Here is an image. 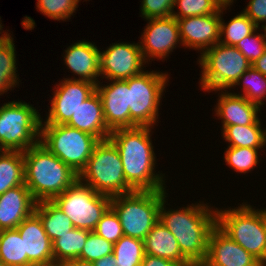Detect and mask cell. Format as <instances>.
<instances>
[{
	"mask_svg": "<svg viewBox=\"0 0 266 266\" xmlns=\"http://www.w3.org/2000/svg\"><path fill=\"white\" fill-rule=\"evenodd\" d=\"M152 127L118 128L108 139L121 157L124 176L134 191L167 190L165 173L156 172V154L152 144Z\"/></svg>",
	"mask_w": 266,
	"mask_h": 266,
	"instance_id": "obj_1",
	"label": "cell"
},
{
	"mask_svg": "<svg viewBox=\"0 0 266 266\" xmlns=\"http://www.w3.org/2000/svg\"><path fill=\"white\" fill-rule=\"evenodd\" d=\"M167 197L169 195L162 199L159 221L174 235L182 255L188 261H205L208 237L216 226V207L199 201L186 207L167 209Z\"/></svg>",
	"mask_w": 266,
	"mask_h": 266,
	"instance_id": "obj_2",
	"label": "cell"
},
{
	"mask_svg": "<svg viewBox=\"0 0 266 266\" xmlns=\"http://www.w3.org/2000/svg\"><path fill=\"white\" fill-rule=\"evenodd\" d=\"M23 156L25 185L37 203L52 201L78 180V174L40 142Z\"/></svg>",
	"mask_w": 266,
	"mask_h": 266,
	"instance_id": "obj_3",
	"label": "cell"
},
{
	"mask_svg": "<svg viewBox=\"0 0 266 266\" xmlns=\"http://www.w3.org/2000/svg\"><path fill=\"white\" fill-rule=\"evenodd\" d=\"M238 205L216 207V225L266 266V207L255 209L247 201Z\"/></svg>",
	"mask_w": 266,
	"mask_h": 266,
	"instance_id": "obj_4",
	"label": "cell"
},
{
	"mask_svg": "<svg viewBox=\"0 0 266 266\" xmlns=\"http://www.w3.org/2000/svg\"><path fill=\"white\" fill-rule=\"evenodd\" d=\"M78 180L109 197L134 192L126 182L118 149L109 139L95 146Z\"/></svg>",
	"mask_w": 266,
	"mask_h": 266,
	"instance_id": "obj_5",
	"label": "cell"
},
{
	"mask_svg": "<svg viewBox=\"0 0 266 266\" xmlns=\"http://www.w3.org/2000/svg\"><path fill=\"white\" fill-rule=\"evenodd\" d=\"M199 87L204 92L231 90L252 64L235 47L216 43L198 56Z\"/></svg>",
	"mask_w": 266,
	"mask_h": 266,
	"instance_id": "obj_6",
	"label": "cell"
},
{
	"mask_svg": "<svg viewBox=\"0 0 266 266\" xmlns=\"http://www.w3.org/2000/svg\"><path fill=\"white\" fill-rule=\"evenodd\" d=\"M23 100L0 105V151H26L40 142L41 113Z\"/></svg>",
	"mask_w": 266,
	"mask_h": 266,
	"instance_id": "obj_7",
	"label": "cell"
},
{
	"mask_svg": "<svg viewBox=\"0 0 266 266\" xmlns=\"http://www.w3.org/2000/svg\"><path fill=\"white\" fill-rule=\"evenodd\" d=\"M166 190L134 191L111 197V208L118 215L123 234L144 240L159 221V208Z\"/></svg>",
	"mask_w": 266,
	"mask_h": 266,
	"instance_id": "obj_8",
	"label": "cell"
},
{
	"mask_svg": "<svg viewBox=\"0 0 266 266\" xmlns=\"http://www.w3.org/2000/svg\"><path fill=\"white\" fill-rule=\"evenodd\" d=\"M169 76L167 72L144 70L125 80L129 87L130 128H154Z\"/></svg>",
	"mask_w": 266,
	"mask_h": 266,
	"instance_id": "obj_9",
	"label": "cell"
},
{
	"mask_svg": "<svg viewBox=\"0 0 266 266\" xmlns=\"http://www.w3.org/2000/svg\"><path fill=\"white\" fill-rule=\"evenodd\" d=\"M99 142L97 137L66 124L40 126V143L78 175Z\"/></svg>",
	"mask_w": 266,
	"mask_h": 266,
	"instance_id": "obj_10",
	"label": "cell"
},
{
	"mask_svg": "<svg viewBox=\"0 0 266 266\" xmlns=\"http://www.w3.org/2000/svg\"><path fill=\"white\" fill-rule=\"evenodd\" d=\"M52 202L67 215L75 228L94 231L111 207V197L99 194L77 180Z\"/></svg>",
	"mask_w": 266,
	"mask_h": 266,
	"instance_id": "obj_11",
	"label": "cell"
},
{
	"mask_svg": "<svg viewBox=\"0 0 266 266\" xmlns=\"http://www.w3.org/2000/svg\"><path fill=\"white\" fill-rule=\"evenodd\" d=\"M147 63L143 59L140 43L115 42L100 50L101 78L126 80L144 71Z\"/></svg>",
	"mask_w": 266,
	"mask_h": 266,
	"instance_id": "obj_12",
	"label": "cell"
},
{
	"mask_svg": "<svg viewBox=\"0 0 266 266\" xmlns=\"http://www.w3.org/2000/svg\"><path fill=\"white\" fill-rule=\"evenodd\" d=\"M54 87L48 115L46 113L45 120L42 118L41 124H66L81 103L96 91L94 83L67 78H63Z\"/></svg>",
	"mask_w": 266,
	"mask_h": 266,
	"instance_id": "obj_13",
	"label": "cell"
},
{
	"mask_svg": "<svg viewBox=\"0 0 266 266\" xmlns=\"http://www.w3.org/2000/svg\"><path fill=\"white\" fill-rule=\"evenodd\" d=\"M145 26L139 40L141 53L145 62L156 59L165 61L169 54L182 46L177 20L173 17L146 19ZM179 44V46H178ZM154 59V60H153ZM151 60V61H150Z\"/></svg>",
	"mask_w": 266,
	"mask_h": 266,
	"instance_id": "obj_14",
	"label": "cell"
},
{
	"mask_svg": "<svg viewBox=\"0 0 266 266\" xmlns=\"http://www.w3.org/2000/svg\"><path fill=\"white\" fill-rule=\"evenodd\" d=\"M221 9L215 14L176 19L182 47L200 55L220 40Z\"/></svg>",
	"mask_w": 266,
	"mask_h": 266,
	"instance_id": "obj_15",
	"label": "cell"
},
{
	"mask_svg": "<svg viewBox=\"0 0 266 266\" xmlns=\"http://www.w3.org/2000/svg\"><path fill=\"white\" fill-rule=\"evenodd\" d=\"M96 85L107 127L130 128L129 87L125 80H107ZM109 83V84H108Z\"/></svg>",
	"mask_w": 266,
	"mask_h": 266,
	"instance_id": "obj_16",
	"label": "cell"
},
{
	"mask_svg": "<svg viewBox=\"0 0 266 266\" xmlns=\"http://www.w3.org/2000/svg\"><path fill=\"white\" fill-rule=\"evenodd\" d=\"M205 261L211 266H264L217 225L209 234Z\"/></svg>",
	"mask_w": 266,
	"mask_h": 266,
	"instance_id": "obj_17",
	"label": "cell"
},
{
	"mask_svg": "<svg viewBox=\"0 0 266 266\" xmlns=\"http://www.w3.org/2000/svg\"><path fill=\"white\" fill-rule=\"evenodd\" d=\"M218 93L217 103L214 107V116L221 120V131L231 125L262 124L259 113L262 116L259 105L249 102L242 95L232 93L230 90L214 91Z\"/></svg>",
	"mask_w": 266,
	"mask_h": 266,
	"instance_id": "obj_18",
	"label": "cell"
},
{
	"mask_svg": "<svg viewBox=\"0 0 266 266\" xmlns=\"http://www.w3.org/2000/svg\"><path fill=\"white\" fill-rule=\"evenodd\" d=\"M100 49L93 41L87 40H79L69 45L62 57L64 65L68 70L70 69L74 77L67 79L88 81L97 85L102 80L100 79ZM75 75L78 77L76 78Z\"/></svg>",
	"mask_w": 266,
	"mask_h": 266,
	"instance_id": "obj_19",
	"label": "cell"
},
{
	"mask_svg": "<svg viewBox=\"0 0 266 266\" xmlns=\"http://www.w3.org/2000/svg\"><path fill=\"white\" fill-rule=\"evenodd\" d=\"M16 229L21 239H24V255H27L28 266L53 263L52 241L35 213L24 219Z\"/></svg>",
	"mask_w": 266,
	"mask_h": 266,
	"instance_id": "obj_20",
	"label": "cell"
},
{
	"mask_svg": "<svg viewBox=\"0 0 266 266\" xmlns=\"http://www.w3.org/2000/svg\"><path fill=\"white\" fill-rule=\"evenodd\" d=\"M37 202L25 184L0 195V231L16 229L35 211Z\"/></svg>",
	"mask_w": 266,
	"mask_h": 266,
	"instance_id": "obj_21",
	"label": "cell"
},
{
	"mask_svg": "<svg viewBox=\"0 0 266 266\" xmlns=\"http://www.w3.org/2000/svg\"><path fill=\"white\" fill-rule=\"evenodd\" d=\"M66 125L87 132L100 141L108 139L111 130L106 125L102 102L97 91L81 103Z\"/></svg>",
	"mask_w": 266,
	"mask_h": 266,
	"instance_id": "obj_22",
	"label": "cell"
},
{
	"mask_svg": "<svg viewBox=\"0 0 266 266\" xmlns=\"http://www.w3.org/2000/svg\"><path fill=\"white\" fill-rule=\"evenodd\" d=\"M145 254L171 261L190 262L181 253L174 235L158 221L143 240Z\"/></svg>",
	"mask_w": 266,
	"mask_h": 266,
	"instance_id": "obj_23",
	"label": "cell"
},
{
	"mask_svg": "<svg viewBox=\"0 0 266 266\" xmlns=\"http://www.w3.org/2000/svg\"><path fill=\"white\" fill-rule=\"evenodd\" d=\"M221 136L228 146L266 148V127L262 124L226 126Z\"/></svg>",
	"mask_w": 266,
	"mask_h": 266,
	"instance_id": "obj_24",
	"label": "cell"
},
{
	"mask_svg": "<svg viewBox=\"0 0 266 266\" xmlns=\"http://www.w3.org/2000/svg\"><path fill=\"white\" fill-rule=\"evenodd\" d=\"M34 213L40 218L43 228L52 242L75 228L71 219L52 201L38 202Z\"/></svg>",
	"mask_w": 266,
	"mask_h": 266,
	"instance_id": "obj_25",
	"label": "cell"
},
{
	"mask_svg": "<svg viewBox=\"0 0 266 266\" xmlns=\"http://www.w3.org/2000/svg\"><path fill=\"white\" fill-rule=\"evenodd\" d=\"M25 184L24 156L20 151H0V195Z\"/></svg>",
	"mask_w": 266,
	"mask_h": 266,
	"instance_id": "obj_26",
	"label": "cell"
},
{
	"mask_svg": "<svg viewBox=\"0 0 266 266\" xmlns=\"http://www.w3.org/2000/svg\"><path fill=\"white\" fill-rule=\"evenodd\" d=\"M234 3L224 4L221 7L220 40L219 43L236 46L241 39L249 36L258 27L241 11L225 23L223 12L230 9Z\"/></svg>",
	"mask_w": 266,
	"mask_h": 266,
	"instance_id": "obj_27",
	"label": "cell"
},
{
	"mask_svg": "<svg viewBox=\"0 0 266 266\" xmlns=\"http://www.w3.org/2000/svg\"><path fill=\"white\" fill-rule=\"evenodd\" d=\"M91 231L73 228L68 233L56 238L53 242V262L64 263L78 259Z\"/></svg>",
	"mask_w": 266,
	"mask_h": 266,
	"instance_id": "obj_28",
	"label": "cell"
},
{
	"mask_svg": "<svg viewBox=\"0 0 266 266\" xmlns=\"http://www.w3.org/2000/svg\"><path fill=\"white\" fill-rule=\"evenodd\" d=\"M14 38L0 43V96L19 86L17 59ZM17 66V67H16ZM18 74V75H17Z\"/></svg>",
	"mask_w": 266,
	"mask_h": 266,
	"instance_id": "obj_29",
	"label": "cell"
},
{
	"mask_svg": "<svg viewBox=\"0 0 266 266\" xmlns=\"http://www.w3.org/2000/svg\"><path fill=\"white\" fill-rule=\"evenodd\" d=\"M0 261L6 266H28L24 239L17 229L0 231Z\"/></svg>",
	"mask_w": 266,
	"mask_h": 266,
	"instance_id": "obj_30",
	"label": "cell"
},
{
	"mask_svg": "<svg viewBox=\"0 0 266 266\" xmlns=\"http://www.w3.org/2000/svg\"><path fill=\"white\" fill-rule=\"evenodd\" d=\"M241 86L240 89L243 91L232 92L237 95H242L249 102L259 105L261 108L266 103V76L256 70L254 67H250L243 75L238 79L235 85L231 88L232 90Z\"/></svg>",
	"mask_w": 266,
	"mask_h": 266,
	"instance_id": "obj_31",
	"label": "cell"
},
{
	"mask_svg": "<svg viewBox=\"0 0 266 266\" xmlns=\"http://www.w3.org/2000/svg\"><path fill=\"white\" fill-rule=\"evenodd\" d=\"M260 149L264 148H248V147H232L227 146L224 151V161L226 165L236 173L252 172L260 163Z\"/></svg>",
	"mask_w": 266,
	"mask_h": 266,
	"instance_id": "obj_32",
	"label": "cell"
},
{
	"mask_svg": "<svg viewBox=\"0 0 266 266\" xmlns=\"http://www.w3.org/2000/svg\"><path fill=\"white\" fill-rule=\"evenodd\" d=\"M113 254L119 266H141L145 256L143 240L123 235L114 244Z\"/></svg>",
	"mask_w": 266,
	"mask_h": 266,
	"instance_id": "obj_33",
	"label": "cell"
},
{
	"mask_svg": "<svg viewBox=\"0 0 266 266\" xmlns=\"http://www.w3.org/2000/svg\"><path fill=\"white\" fill-rule=\"evenodd\" d=\"M223 5L224 4L220 0H176L172 16L175 19H181L215 14ZM177 8L178 10L176 11Z\"/></svg>",
	"mask_w": 266,
	"mask_h": 266,
	"instance_id": "obj_34",
	"label": "cell"
},
{
	"mask_svg": "<svg viewBox=\"0 0 266 266\" xmlns=\"http://www.w3.org/2000/svg\"><path fill=\"white\" fill-rule=\"evenodd\" d=\"M81 0H37L36 9L49 19L57 21L70 20L76 13Z\"/></svg>",
	"mask_w": 266,
	"mask_h": 266,
	"instance_id": "obj_35",
	"label": "cell"
},
{
	"mask_svg": "<svg viewBox=\"0 0 266 266\" xmlns=\"http://www.w3.org/2000/svg\"><path fill=\"white\" fill-rule=\"evenodd\" d=\"M114 244L91 231L78 259L94 262L113 253Z\"/></svg>",
	"mask_w": 266,
	"mask_h": 266,
	"instance_id": "obj_36",
	"label": "cell"
},
{
	"mask_svg": "<svg viewBox=\"0 0 266 266\" xmlns=\"http://www.w3.org/2000/svg\"><path fill=\"white\" fill-rule=\"evenodd\" d=\"M93 232L113 244L124 235L119 217L111 207L102 216Z\"/></svg>",
	"mask_w": 266,
	"mask_h": 266,
	"instance_id": "obj_37",
	"label": "cell"
},
{
	"mask_svg": "<svg viewBox=\"0 0 266 266\" xmlns=\"http://www.w3.org/2000/svg\"><path fill=\"white\" fill-rule=\"evenodd\" d=\"M259 28L249 36L244 37L235 46L243 56L251 63H255L259 57L266 51V43Z\"/></svg>",
	"mask_w": 266,
	"mask_h": 266,
	"instance_id": "obj_38",
	"label": "cell"
},
{
	"mask_svg": "<svg viewBox=\"0 0 266 266\" xmlns=\"http://www.w3.org/2000/svg\"><path fill=\"white\" fill-rule=\"evenodd\" d=\"M176 0H141L140 17L146 19L172 16Z\"/></svg>",
	"mask_w": 266,
	"mask_h": 266,
	"instance_id": "obj_39",
	"label": "cell"
},
{
	"mask_svg": "<svg viewBox=\"0 0 266 266\" xmlns=\"http://www.w3.org/2000/svg\"><path fill=\"white\" fill-rule=\"evenodd\" d=\"M242 12L259 27L266 21V0H249Z\"/></svg>",
	"mask_w": 266,
	"mask_h": 266,
	"instance_id": "obj_40",
	"label": "cell"
},
{
	"mask_svg": "<svg viewBox=\"0 0 266 266\" xmlns=\"http://www.w3.org/2000/svg\"><path fill=\"white\" fill-rule=\"evenodd\" d=\"M190 262L171 261L169 259L145 254L141 266H189Z\"/></svg>",
	"mask_w": 266,
	"mask_h": 266,
	"instance_id": "obj_41",
	"label": "cell"
},
{
	"mask_svg": "<svg viewBox=\"0 0 266 266\" xmlns=\"http://www.w3.org/2000/svg\"><path fill=\"white\" fill-rule=\"evenodd\" d=\"M95 266H119L116 263V258L114 254L104 256L93 262Z\"/></svg>",
	"mask_w": 266,
	"mask_h": 266,
	"instance_id": "obj_42",
	"label": "cell"
},
{
	"mask_svg": "<svg viewBox=\"0 0 266 266\" xmlns=\"http://www.w3.org/2000/svg\"><path fill=\"white\" fill-rule=\"evenodd\" d=\"M252 67L266 76V51L257 59L255 63L252 64Z\"/></svg>",
	"mask_w": 266,
	"mask_h": 266,
	"instance_id": "obj_43",
	"label": "cell"
},
{
	"mask_svg": "<svg viewBox=\"0 0 266 266\" xmlns=\"http://www.w3.org/2000/svg\"><path fill=\"white\" fill-rule=\"evenodd\" d=\"M65 266H95L93 262L84 261L81 259H72L64 262Z\"/></svg>",
	"mask_w": 266,
	"mask_h": 266,
	"instance_id": "obj_44",
	"label": "cell"
},
{
	"mask_svg": "<svg viewBox=\"0 0 266 266\" xmlns=\"http://www.w3.org/2000/svg\"><path fill=\"white\" fill-rule=\"evenodd\" d=\"M1 17H0V43L8 40L11 36H13L11 33H8L9 30H3L4 27H2V22H1Z\"/></svg>",
	"mask_w": 266,
	"mask_h": 266,
	"instance_id": "obj_45",
	"label": "cell"
},
{
	"mask_svg": "<svg viewBox=\"0 0 266 266\" xmlns=\"http://www.w3.org/2000/svg\"><path fill=\"white\" fill-rule=\"evenodd\" d=\"M189 266H211L206 261H190Z\"/></svg>",
	"mask_w": 266,
	"mask_h": 266,
	"instance_id": "obj_46",
	"label": "cell"
},
{
	"mask_svg": "<svg viewBox=\"0 0 266 266\" xmlns=\"http://www.w3.org/2000/svg\"><path fill=\"white\" fill-rule=\"evenodd\" d=\"M260 30L264 31V34L262 32V35L264 37V41L266 43V21L263 22L259 27H258Z\"/></svg>",
	"mask_w": 266,
	"mask_h": 266,
	"instance_id": "obj_47",
	"label": "cell"
},
{
	"mask_svg": "<svg viewBox=\"0 0 266 266\" xmlns=\"http://www.w3.org/2000/svg\"><path fill=\"white\" fill-rule=\"evenodd\" d=\"M41 266H65V265H64V263L53 262V263L41 265Z\"/></svg>",
	"mask_w": 266,
	"mask_h": 266,
	"instance_id": "obj_48",
	"label": "cell"
},
{
	"mask_svg": "<svg viewBox=\"0 0 266 266\" xmlns=\"http://www.w3.org/2000/svg\"><path fill=\"white\" fill-rule=\"evenodd\" d=\"M223 4L234 3V0H220Z\"/></svg>",
	"mask_w": 266,
	"mask_h": 266,
	"instance_id": "obj_49",
	"label": "cell"
},
{
	"mask_svg": "<svg viewBox=\"0 0 266 266\" xmlns=\"http://www.w3.org/2000/svg\"><path fill=\"white\" fill-rule=\"evenodd\" d=\"M0 266H6L5 264H3L1 261H0Z\"/></svg>",
	"mask_w": 266,
	"mask_h": 266,
	"instance_id": "obj_50",
	"label": "cell"
}]
</instances>
